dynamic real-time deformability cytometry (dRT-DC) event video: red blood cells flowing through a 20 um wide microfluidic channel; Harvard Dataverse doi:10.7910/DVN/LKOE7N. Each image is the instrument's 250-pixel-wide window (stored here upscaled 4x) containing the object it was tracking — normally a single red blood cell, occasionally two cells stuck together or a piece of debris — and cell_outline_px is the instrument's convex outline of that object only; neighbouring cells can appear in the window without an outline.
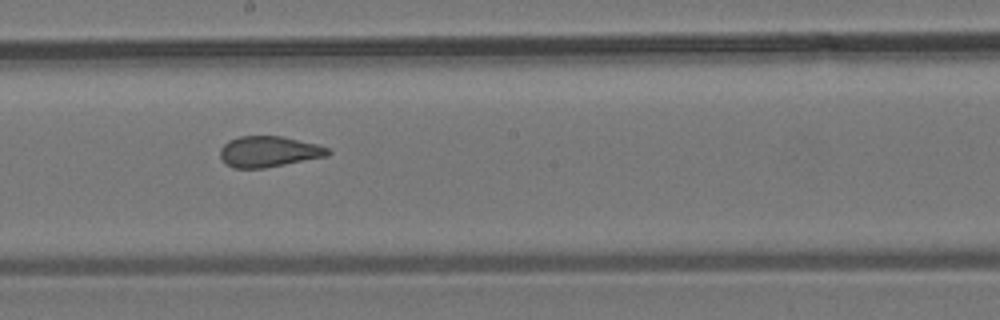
{"species": "common noctule bat (a hibernating species)", "species_latin": "Nyctalus noctula", "temperature_condition": "room temperature", "stored_images_in_passage": 7, "camera_frame_rate_fps": 3000, "um_per_image_px": 0.085, "animal": {"sex": "male", "body_mass_g": 19.2, "forearm_length_mm": 51.8}, "frame": {"image": 1, "passage_image": 5, "time_ms": 5.667, "image_size_px": [1000, 320], "cell_outline_px": [[332, 152], [328, 156], [264, 168], [232, 168], [224, 164], [220, 156], [220, 148], [228, 140], [240, 136], [280, 136], [316, 144], [328, 148]], "centroid_in_image_um": [22.81, 12.89], "position_along_channel_um": 225.4, "area_um2": 19.42}}
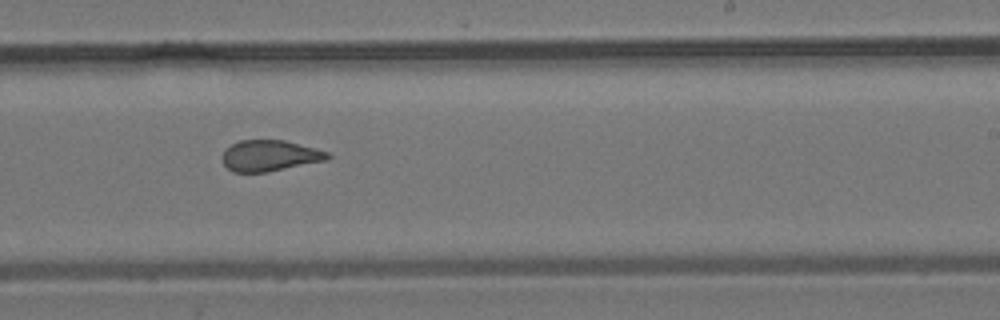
{"frame": {"image": 2, "passage_image": 6, "time_ms": 6.667, "image_size_px": [1000, 320], "cell_outline_px": [[332, 156], [328, 160], [268, 172], [232, 172], [224, 164], [224, 152], [232, 144], [240, 140], [284, 140], [316, 148], [328, 152]], "centroid_in_image_um": [22.99, 13.24], "position_along_channel_um": 266.0, "area_um2": 18.96}}
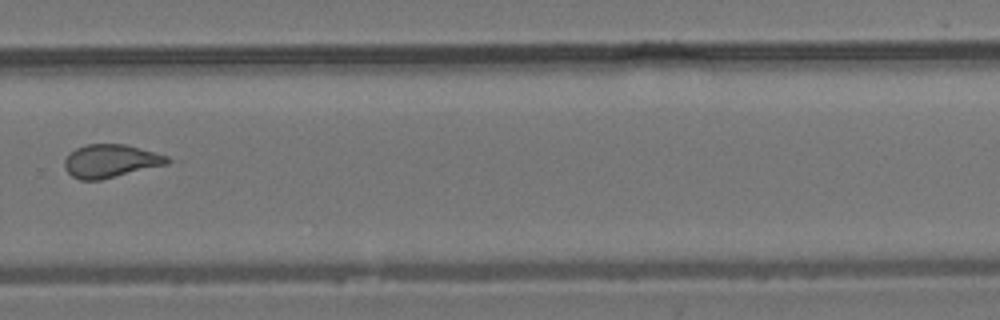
{"frame": {"image": 3, "passage_image": 7, "time_ms": 8.0, "image_size_px": [1000, 320], "cell_outline_px": [[184, 160], [168, 164], [100, 180], [80, 180], [72, 176], [64, 168], [64, 160], [76, 148], [88, 144], [124, 144]], "centroid_in_image_um": [9.51, 13.69], "position_along_channel_um": 320.3, "area_um2": 20.11}}